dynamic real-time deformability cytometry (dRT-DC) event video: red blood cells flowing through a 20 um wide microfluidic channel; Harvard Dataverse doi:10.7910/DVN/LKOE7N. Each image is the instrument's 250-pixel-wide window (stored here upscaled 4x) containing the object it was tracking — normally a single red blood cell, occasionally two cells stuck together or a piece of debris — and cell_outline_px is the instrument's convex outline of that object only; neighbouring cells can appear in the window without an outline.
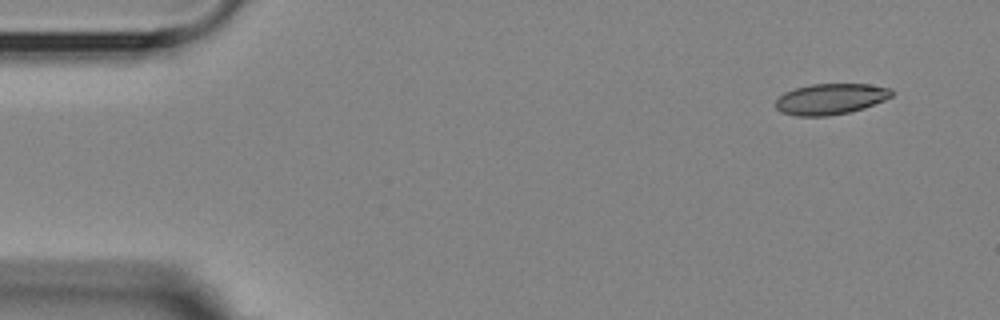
{"species": "Egyptian fruit bat (a non-hibernating species)", "species_latin": "Rousettus aegyptiacus", "temperature_condition": "room temperature", "stored_images_in_passage": 7, "camera_frame_rate_fps": 3000, "um_per_image_px": 0.085, "animal": {"sex": "female"}, "frame": {"image": 1, "passage_image": 1, "time_ms": 0.0, "image_size_px": [1000, 320], "cell_outline_px": [[892, 96], [884, 100], [864, 108], [848, 112], [828, 116], [796, 116], [780, 112], [776, 108], [776, 100], [784, 92], [796, 88], [812, 84], [868, 84], [892, 88]], "centroid_in_image_um": [70.59, 8.41], "position_along_channel_um": 14.4, "area_um2": 20.87}}
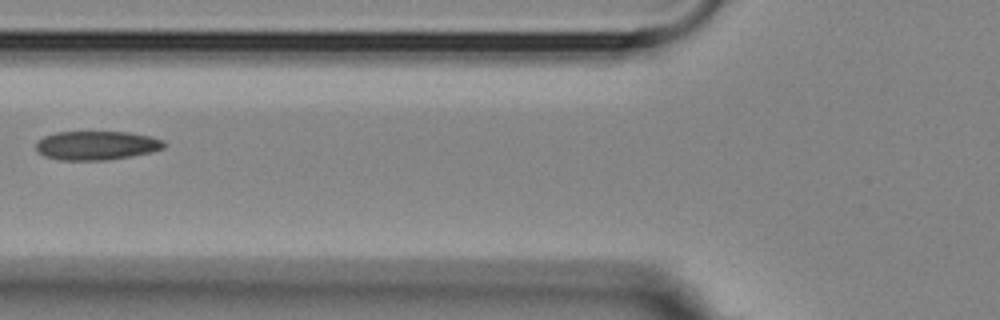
{"frame": {"image": 2, "passage_image": 6, "time_ms": 5.667, "image_size_px": [1000, 320], "cell_outline_px": [[164, 148], [152, 152], [132, 156], [108, 160], [60, 160], [44, 156], [36, 152], [36, 140], [44, 136], [56, 132], [128, 132], [152, 136], [164, 140]], "centroid_in_image_um": [8.19, 12.36], "position_along_channel_um": 117.6, "area_um2": 21.85}}
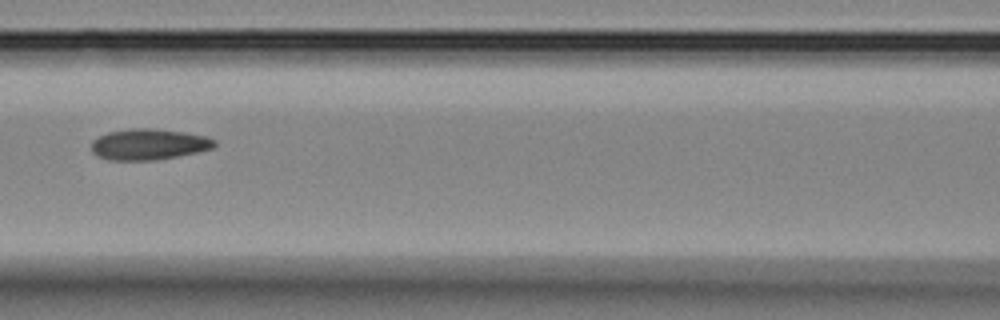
{"frame": {"image": 3, "passage_image": 7, "time_ms": 6.667, "image_size_px": [1000, 320], "cell_outline_px": [[216, 144], [212, 148], [196, 152], [156, 160], [108, 160], [96, 156], [92, 152], [92, 140], [108, 132], [132, 128], [156, 128], [184, 132], [204, 136], [216, 140]], "centroid_in_image_um": [12.61, 12.26], "position_along_channel_um": 154.0, "area_um2": 22.2}}